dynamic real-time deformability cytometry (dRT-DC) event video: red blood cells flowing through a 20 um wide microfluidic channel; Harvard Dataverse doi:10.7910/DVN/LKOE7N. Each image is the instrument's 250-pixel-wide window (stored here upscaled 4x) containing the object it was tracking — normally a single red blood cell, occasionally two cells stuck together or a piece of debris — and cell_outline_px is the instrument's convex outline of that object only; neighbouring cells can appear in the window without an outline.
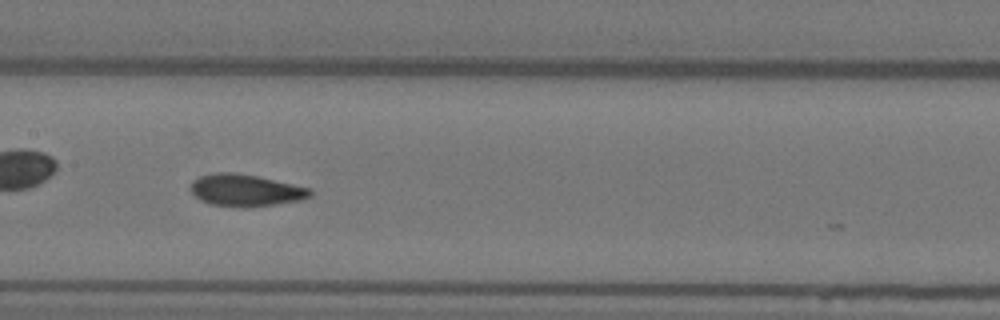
{"species": "Egyptian fruit bat (a non-hibernating species)", "species_latin": "Rousettus aegyptiacus", "temperature_condition": "warm", "stored_images_in_passage": 33, "camera_frame_rate_fps": 3000, "um_per_image_px": 0.085, "animal": {"sex": "female"}, "frame": {"image": 1, "passage_image": 10, "time_ms": 3.0, "image_size_px": [1000, 320], "cell_outline_px": [[312, 196], [304, 200], [272, 204], [212, 204], [200, 200], [188, 188], [192, 180], [200, 176], [212, 172], [232, 172], [256, 176], [312, 188]], "centroid_in_image_um": [20.88, 16.12], "position_along_channel_um": 186.5, "area_um2": 21.56}}